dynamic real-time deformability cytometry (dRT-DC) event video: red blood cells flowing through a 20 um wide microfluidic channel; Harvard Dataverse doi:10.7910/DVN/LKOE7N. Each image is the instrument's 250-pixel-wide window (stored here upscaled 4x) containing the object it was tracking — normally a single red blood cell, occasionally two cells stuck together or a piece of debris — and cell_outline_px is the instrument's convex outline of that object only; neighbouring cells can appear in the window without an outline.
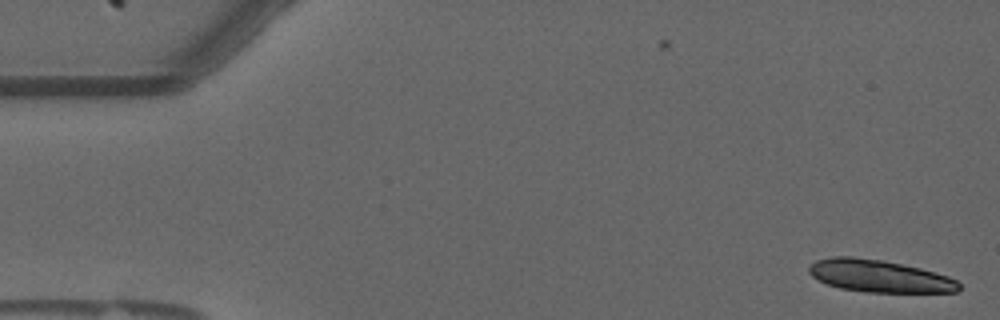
{"species": "common noctule bat (a hibernating species)", "species_latin": "Nyctalus noctula", "temperature_condition": "warm", "stored_images_in_passage": 15, "camera_frame_rate_fps": 3000, "um_per_image_px": 0.085, "animal": {"sex": "male", "forearm_length_mm": 52.5}, "frame": {"image": 1, "passage_image": 1, "time_ms": 0.0, "image_size_px": [1000, 320], "cell_outline_px": [[960, 288], [956, 292], [868, 292], [840, 288], [828, 284], [812, 276], [808, 272], [808, 268], [816, 260], [832, 256], [852, 256], [880, 260], [920, 268], [936, 272], [948, 276], [956, 280], [960, 284]], "centroid_in_image_um": [74.74, 23.46], "position_along_channel_um": 10.3, "area_um2": 28.03}}